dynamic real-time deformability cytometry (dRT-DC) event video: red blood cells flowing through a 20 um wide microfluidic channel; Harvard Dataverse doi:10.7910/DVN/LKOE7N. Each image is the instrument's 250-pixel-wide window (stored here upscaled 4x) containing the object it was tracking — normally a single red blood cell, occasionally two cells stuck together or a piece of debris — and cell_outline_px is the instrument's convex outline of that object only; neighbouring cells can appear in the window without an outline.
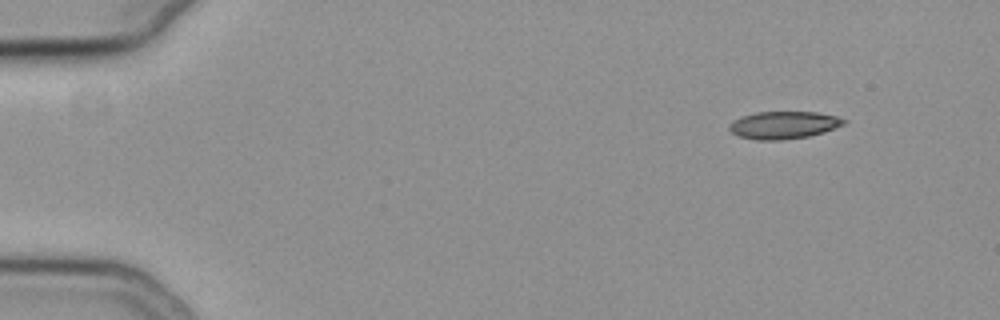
{"species": "common noctule bat (a hibernating species)", "species_latin": "Nyctalus noctula", "temperature_condition": "cold", "stored_images_in_passage": 50, "camera_frame_rate_fps": 3000, "um_per_image_px": 0.085, "animal": {"sex": "female", "body_mass_g": 19.3, "forearm_length_mm": 54.1}, "frame": {"image": 1, "passage_image": 1, "time_ms": 0.0, "image_size_px": [1000, 320], "cell_outline_px": [[848, 120], [844, 124], [824, 132], [808, 136], [780, 140], [756, 140], [740, 136], [732, 132], [728, 128], [732, 120], [740, 116], [756, 112], [816, 112], [836, 116]], "centroid_in_image_um": [66.59, 10.62], "position_along_channel_um": 18.4, "area_um2": 18.32}}
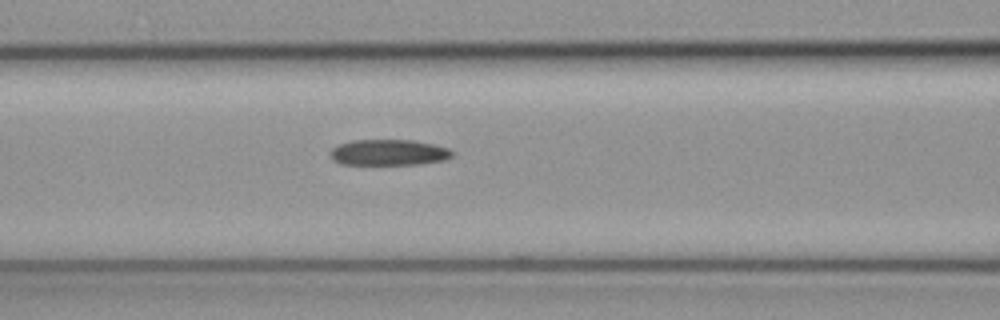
{"frame": {"image": 2, "passage_image": 19, "time_ms": 6.0, "image_size_px": [1000, 320], "cell_outline_px": [[456, 152], [452, 156], [444, 160], [420, 164], [340, 164], [332, 160], [328, 152], [332, 148], [340, 144], [352, 140], [412, 140], [432, 144], [448, 148]], "centroid_in_image_um": [33.02, 12.96], "position_along_channel_um": 133.6, "area_um2": 18.5}}
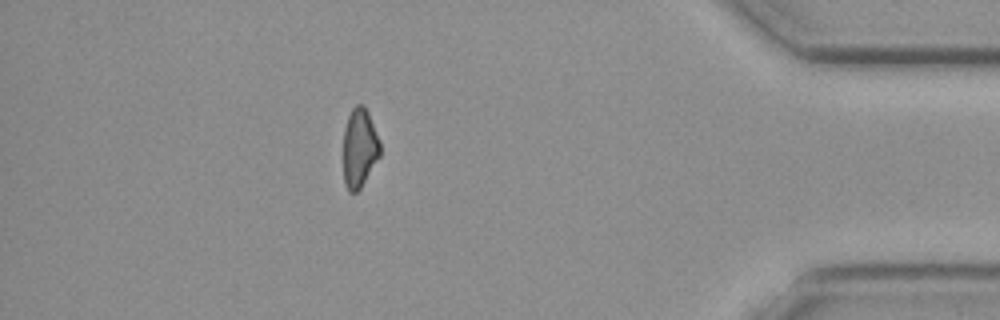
{"frame": {"image": 3, "passage_image": 44, "time_ms": 14.333, "image_size_px": [1000, 320], "cell_outline_px": [[380, 156], [360, 188], [356, 192], [348, 192], [344, 184], [344, 128], [348, 116], [352, 108], [356, 104], [364, 104], [368, 112], [380, 140]], "centroid_in_image_um": [30.56, 12.56], "position_along_channel_um": 404.6, "area_um2": 16.99}, "authors_computed_cell_mechanics": {"area_um2": 18.4671, "velocity_mm_per_s": 3.7785, "shape_relaxation_time_tau1_ms": 3.9722, "shape_relaxation_time_tau2_ms": null, "deformation_change_tau1": 0.101, "deformation_change_tau2": null}}